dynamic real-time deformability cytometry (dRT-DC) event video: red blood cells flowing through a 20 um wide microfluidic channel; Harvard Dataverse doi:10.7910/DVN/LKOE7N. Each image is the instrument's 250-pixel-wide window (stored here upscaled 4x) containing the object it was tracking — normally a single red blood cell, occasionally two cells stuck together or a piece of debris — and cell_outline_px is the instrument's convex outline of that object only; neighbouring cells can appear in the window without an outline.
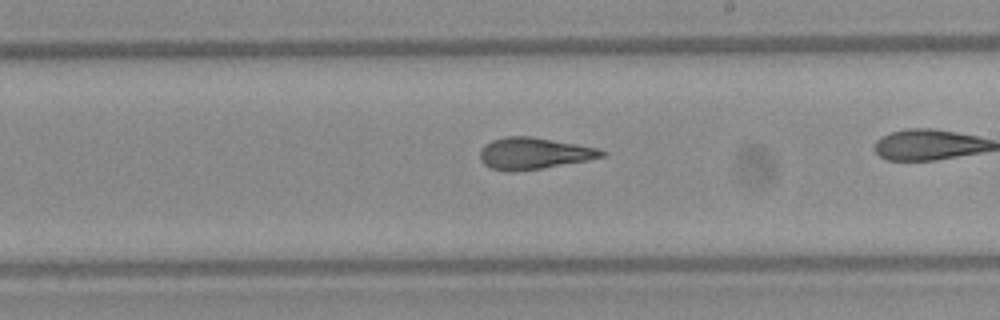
{"species": "Egyptian fruit bat (a non-hibernating species)", "species_latin": "Rousettus aegyptiacus", "temperature_condition": "warm", "stored_images_in_passage": 36, "camera_frame_rate_fps": 3000, "um_per_image_px": 0.085, "frame": {"image": 1, "passage_image": 26, "time_ms": 8.333, "image_size_px": [1000, 320], "cell_outline_px": [[608, 156], [588, 160], [540, 168], [512, 172], [508, 172], [492, 168], [484, 164], [480, 160], [480, 148], [484, 144], [492, 140], [504, 136], [532, 136], [600, 148], [608, 152]], "centroid_in_image_um": [45.4, 13.02], "position_along_channel_um": 243.6, "area_um2": 22.66}}